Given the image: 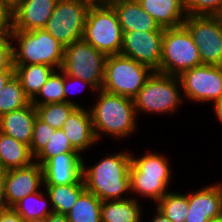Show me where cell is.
Listing matches in <instances>:
<instances>
[{"mask_svg": "<svg viewBox=\"0 0 222 222\" xmlns=\"http://www.w3.org/2000/svg\"><path fill=\"white\" fill-rule=\"evenodd\" d=\"M130 166V151L107 155L91 167H86L82 159L85 188L101 201L128 199L122 195L131 192Z\"/></svg>", "mask_w": 222, "mask_h": 222, "instance_id": "6da1fadb", "label": "cell"}, {"mask_svg": "<svg viewBox=\"0 0 222 222\" xmlns=\"http://www.w3.org/2000/svg\"><path fill=\"white\" fill-rule=\"evenodd\" d=\"M97 93L98 102L89 108L97 142L103 134L111 135L115 139L131 135L137 126L133 99L102 89Z\"/></svg>", "mask_w": 222, "mask_h": 222, "instance_id": "7a4b0ae2", "label": "cell"}, {"mask_svg": "<svg viewBox=\"0 0 222 222\" xmlns=\"http://www.w3.org/2000/svg\"><path fill=\"white\" fill-rule=\"evenodd\" d=\"M10 38L17 41L13 45V65L46 64L61 69L64 46L44 28L12 31Z\"/></svg>", "mask_w": 222, "mask_h": 222, "instance_id": "3957f363", "label": "cell"}, {"mask_svg": "<svg viewBox=\"0 0 222 222\" xmlns=\"http://www.w3.org/2000/svg\"><path fill=\"white\" fill-rule=\"evenodd\" d=\"M170 163L163 154L147 152L139 158L131 154V191L157 203L169 190L171 181Z\"/></svg>", "mask_w": 222, "mask_h": 222, "instance_id": "277c9868", "label": "cell"}, {"mask_svg": "<svg viewBox=\"0 0 222 222\" xmlns=\"http://www.w3.org/2000/svg\"><path fill=\"white\" fill-rule=\"evenodd\" d=\"M123 32L111 4L91 5L84 26L83 40L106 56L120 54Z\"/></svg>", "mask_w": 222, "mask_h": 222, "instance_id": "5b68a950", "label": "cell"}, {"mask_svg": "<svg viewBox=\"0 0 222 222\" xmlns=\"http://www.w3.org/2000/svg\"><path fill=\"white\" fill-rule=\"evenodd\" d=\"M181 82L178 76L153 72L144 87L133 98L136 113H173L181 104Z\"/></svg>", "mask_w": 222, "mask_h": 222, "instance_id": "8992f818", "label": "cell"}, {"mask_svg": "<svg viewBox=\"0 0 222 222\" xmlns=\"http://www.w3.org/2000/svg\"><path fill=\"white\" fill-rule=\"evenodd\" d=\"M153 72L130 57L109 55L105 60L102 90L133 99Z\"/></svg>", "mask_w": 222, "mask_h": 222, "instance_id": "52a82bcc", "label": "cell"}, {"mask_svg": "<svg viewBox=\"0 0 222 222\" xmlns=\"http://www.w3.org/2000/svg\"><path fill=\"white\" fill-rule=\"evenodd\" d=\"M202 65L199 49L189 31L182 25L165 28L158 73L180 76L184 71Z\"/></svg>", "mask_w": 222, "mask_h": 222, "instance_id": "ba28073f", "label": "cell"}, {"mask_svg": "<svg viewBox=\"0 0 222 222\" xmlns=\"http://www.w3.org/2000/svg\"><path fill=\"white\" fill-rule=\"evenodd\" d=\"M106 57L104 53L81 39L64 47L61 70L64 74L88 81L101 90Z\"/></svg>", "mask_w": 222, "mask_h": 222, "instance_id": "9c48e42d", "label": "cell"}, {"mask_svg": "<svg viewBox=\"0 0 222 222\" xmlns=\"http://www.w3.org/2000/svg\"><path fill=\"white\" fill-rule=\"evenodd\" d=\"M90 7L83 0H58L44 29L64 47L81 40Z\"/></svg>", "mask_w": 222, "mask_h": 222, "instance_id": "30bf717a", "label": "cell"}, {"mask_svg": "<svg viewBox=\"0 0 222 222\" xmlns=\"http://www.w3.org/2000/svg\"><path fill=\"white\" fill-rule=\"evenodd\" d=\"M183 26L198 47L202 64L222 66V16L187 15Z\"/></svg>", "mask_w": 222, "mask_h": 222, "instance_id": "8fae6325", "label": "cell"}, {"mask_svg": "<svg viewBox=\"0 0 222 222\" xmlns=\"http://www.w3.org/2000/svg\"><path fill=\"white\" fill-rule=\"evenodd\" d=\"M182 92L192 102H214L222 97V66L202 64L178 76Z\"/></svg>", "mask_w": 222, "mask_h": 222, "instance_id": "7c38bea8", "label": "cell"}, {"mask_svg": "<svg viewBox=\"0 0 222 222\" xmlns=\"http://www.w3.org/2000/svg\"><path fill=\"white\" fill-rule=\"evenodd\" d=\"M164 31L123 32L120 54L158 72L162 56Z\"/></svg>", "mask_w": 222, "mask_h": 222, "instance_id": "4fadbf2b", "label": "cell"}, {"mask_svg": "<svg viewBox=\"0 0 222 222\" xmlns=\"http://www.w3.org/2000/svg\"><path fill=\"white\" fill-rule=\"evenodd\" d=\"M44 186L42 166L33 162L23 168L4 171V190L8 207H13L27 195L38 192Z\"/></svg>", "mask_w": 222, "mask_h": 222, "instance_id": "5bb4252c", "label": "cell"}, {"mask_svg": "<svg viewBox=\"0 0 222 222\" xmlns=\"http://www.w3.org/2000/svg\"><path fill=\"white\" fill-rule=\"evenodd\" d=\"M82 157L67 152L50 158L42 165L44 185H67L82 178Z\"/></svg>", "mask_w": 222, "mask_h": 222, "instance_id": "9a60e30c", "label": "cell"}, {"mask_svg": "<svg viewBox=\"0 0 222 222\" xmlns=\"http://www.w3.org/2000/svg\"><path fill=\"white\" fill-rule=\"evenodd\" d=\"M58 0H21L13 8V30L43 29Z\"/></svg>", "mask_w": 222, "mask_h": 222, "instance_id": "2e32d148", "label": "cell"}, {"mask_svg": "<svg viewBox=\"0 0 222 222\" xmlns=\"http://www.w3.org/2000/svg\"><path fill=\"white\" fill-rule=\"evenodd\" d=\"M222 215V193L219 183L189 193V210L185 222H208Z\"/></svg>", "mask_w": 222, "mask_h": 222, "instance_id": "e0dca14e", "label": "cell"}, {"mask_svg": "<svg viewBox=\"0 0 222 222\" xmlns=\"http://www.w3.org/2000/svg\"><path fill=\"white\" fill-rule=\"evenodd\" d=\"M110 4L117 13L122 32L164 31L137 0H114Z\"/></svg>", "mask_w": 222, "mask_h": 222, "instance_id": "ac0fdd59", "label": "cell"}, {"mask_svg": "<svg viewBox=\"0 0 222 222\" xmlns=\"http://www.w3.org/2000/svg\"><path fill=\"white\" fill-rule=\"evenodd\" d=\"M62 130L79 153L97 143L89 109L77 107L65 121Z\"/></svg>", "mask_w": 222, "mask_h": 222, "instance_id": "d6986e66", "label": "cell"}, {"mask_svg": "<svg viewBox=\"0 0 222 222\" xmlns=\"http://www.w3.org/2000/svg\"><path fill=\"white\" fill-rule=\"evenodd\" d=\"M37 118L35 106L30 105L0 116V132L30 146Z\"/></svg>", "mask_w": 222, "mask_h": 222, "instance_id": "ffe728a7", "label": "cell"}, {"mask_svg": "<svg viewBox=\"0 0 222 222\" xmlns=\"http://www.w3.org/2000/svg\"><path fill=\"white\" fill-rule=\"evenodd\" d=\"M145 12L152 16L161 28L183 25L186 13L182 0H137Z\"/></svg>", "mask_w": 222, "mask_h": 222, "instance_id": "44dd1931", "label": "cell"}, {"mask_svg": "<svg viewBox=\"0 0 222 222\" xmlns=\"http://www.w3.org/2000/svg\"><path fill=\"white\" fill-rule=\"evenodd\" d=\"M35 162L30 146L0 132V165L3 171L23 168Z\"/></svg>", "mask_w": 222, "mask_h": 222, "instance_id": "7402d4cb", "label": "cell"}, {"mask_svg": "<svg viewBox=\"0 0 222 222\" xmlns=\"http://www.w3.org/2000/svg\"><path fill=\"white\" fill-rule=\"evenodd\" d=\"M53 213L66 215L86 190L84 180L67 185H44Z\"/></svg>", "mask_w": 222, "mask_h": 222, "instance_id": "603a6c76", "label": "cell"}, {"mask_svg": "<svg viewBox=\"0 0 222 222\" xmlns=\"http://www.w3.org/2000/svg\"><path fill=\"white\" fill-rule=\"evenodd\" d=\"M138 199L102 201V222H142V212Z\"/></svg>", "mask_w": 222, "mask_h": 222, "instance_id": "cb8c5ba5", "label": "cell"}, {"mask_svg": "<svg viewBox=\"0 0 222 222\" xmlns=\"http://www.w3.org/2000/svg\"><path fill=\"white\" fill-rule=\"evenodd\" d=\"M14 70L25 94L32 100L56 69L46 64H27L14 65Z\"/></svg>", "mask_w": 222, "mask_h": 222, "instance_id": "d4e9b609", "label": "cell"}, {"mask_svg": "<svg viewBox=\"0 0 222 222\" xmlns=\"http://www.w3.org/2000/svg\"><path fill=\"white\" fill-rule=\"evenodd\" d=\"M102 201L87 189L66 214L69 222H102Z\"/></svg>", "mask_w": 222, "mask_h": 222, "instance_id": "484cf974", "label": "cell"}, {"mask_svg": "<svg viewBox=\"0 0 222 222\" xmlns=\"http://www.w3.org/2000/svg\"><path fill=\"white\" fill-rule=\"evenodd\" d=\"M31 104L20 80L14 75L0 91V116Z\"/></svg>", "mask_w": 222, "mask_h": 222, "instance_id": "4316f807", "label": "cell"}, {"mask_svg": "<svg viewBox=\"0 0 222 222\" xmlns=\"http://www.w3.org/2000/svg\"><path fill=\"white\" fill-rule=\"evenodd\" d=\"M156 205L172 222H185L189 210V193L186 195L169 191Z\"/></svg>", "mask_w": 222, "mask_h": 222, "instance_id": "83f0119b", "label": "cell"}, {"mask_svg": "<svg viewBox=\"0 0 222 222\" xmlns=\"http://www.w3.org/2000/svg\"><path fill=\"white\" fill-rule=\"evenodd\" d=\"M38 97H40V99H38ZM41 97L43 100H41ZM62 102H65L64 72L61 69H58V71L56 69L41 87L38 94L31 100V103L37 107L50 103Z\"/></svg>", "mask_w": 222, "mask_h": 222, "instance_id": "f1b7e54d", "label": "cell"}, {"mask_svg": "<svg viewBox=\"0 0 222 222\" xmlns=\"http://www.w3.org/2000/svg\"><path fill=\"white\" fill-rule=\"evenodd\" d=\"M44 193L38 191L27 195L16 203L12 208L26 221L35 218H46L53 213V208H49Z\"/></svg>", "mask_w": 222, "mask_h": 222, "instance_id": "f546056e", "label": "cell"}, {"mask_svg": "<svg viewBox=\"0 0 222 222\" xmlns=\"http://www.w3.org/2000/svg\"><path fill=\"white\" fill-rule=\"evenodd\" d=\"M76 108V105L66 102L35 107L37 117L55 129H62L65 121Z\"/></svg>", "mask_w": 222, "mask_h": 222, "instance_id": "4dcf8cb0", "label": "cell"}, {"mask_svg": "<svg viewBox=\"0 0 222 222\" xmlns=\"http://www.w3.org/2000/svg\"><path fill=\"white\" fill-rule=\"evenodd\" d=\"M67 152H78L70 143L62 129H56L46 147L35 157V162L42 166L50 158Z\"/></svg>", "mask_w": 222, "mask_h": 222, "instance_id": "1f68e13d", "label": "cell"}, {"mask_svg": "<svg viewBox=\"0 0 222 222\" xmlns=\"http://www.w3.org/2000/svg\"><path fill=\"white\" fill-rule=\"evenodd\" d=\"M186 15L222 16V0H182Z\"/></svg>", "mask_w": 222, "mask_h": 222, "instance_id": "d6a6232c", "label": "cell"}, {"mask_svg": "<svg viewBox=\"0 0 222 222\" xmlns=\"http://www.w3.org/2000/svg\"><path fill=\"white\" fill-rule=\"evenodd\" d=\"M55 130V128L41 121L38 117L36 118L30 144V151L34 158L46 147L51 134H53Z\"/></svg>", "mask_w": 222, "mask_h": 222, "instance_id": "836d02e7", "label": "cell"}, {"mask_svg": "<svg viewBox=\"0 0 222 222\" xmlns=\"http://www.w3.org/2000/svg\"><path fill=\"white\" fill-rule=\"evenodd\" d=\"M10 37H0V71H15L13 44Z\"/></svg>", "mask_w": 222, "mask_h": 222, "instance_id": "e575fe53", "label": "cell"}, {"mask_svg": "<svg viewBox=\"0 0 222 222\" xmlns=\"http://www.w3.org/2000/svg\"><path fill=\"white\" fill-rule=\"evenodd\" d=\"M13 30V8L0 0V37H10Z\"/></svg>", "mask_w": 222, "mask_h": 222, "instance_id": "d590c367", "label": "cell"}, {"mask_svg": "<svg viewBox=\"0 0 222 222\" xmlns=\"http://www.w3.org/2000/svg\"><path fill=\"white\" fill-rule=\"evenodd\" d=\"M70 81H72V83H74L75 81H76V83L78 82V83H82V85L84 86V87H89L92 91H94V92H96V91H98V89L93 85V84H91L90 82H88V81H84V80H81V79H79V78H75V77H72V76H70V75H67V74H64V95H65V102L66 103H70V104H74V105H76L77 107H83V106H81V105H79V104H77L76 102H73L71 99H69L68 97H69V94L73 91L72 89V87H71V89L69 88V84L71 83ZM74 81V82H73ZM69 83V84H68ZM72 86V85H71ZM75 90V89H74Z\"/></svg>", "mask_w": 222, "mask_h": 222, "instance_id": "8d00e7d4", "label": "cell"}, {"mask_svg": "<svg viewBox=\"0 0 222 222\" xmlns=\"http://www.w3.org/2000/svg\"><path fill=\"white\" fill-rule=\"evenodd\" d=\"M0 222H25V220L12 208L0 211Z\"/></svg>", "mask_w": 222, "mask_h": 222, "instance_id": "74e56055", "label": "cell"}, {"mask_svg": "<svg viewBox=\"0 0 222 222\" xmlns=\"http://www.w3.org/2000/svg\"><path fill=\"white\" fill-rule=\"evenodd\" d=\"M8 208L4 190V171L0 173V211Z\"/></svg>", "mask_w": 222, "mask_h": 222, "instance_id": "f35d334b", "label": "cell"}, {"mask_svg": "<svg viewBox=\"0 0 222 222\" xmlns=\"http://www.w3.org/2000/svg\"><path fill=\"white\" fill-rule=\"evenodd\" d=\"M14 75L15 71H0V91Z\"/></svg>", "mask_w": 222, "mask_h": 222, "instance_id": "ab89813d", "label": "cell"}, {"mask_svg": "<svg viewBox=\"0 0 222 222\" xmlns=\"http://www.w3.org/2000/svg\"><path fill=\"white\" fill-rule=\"evenodd\" d=\"M47 222H69L66 215L51 213L47 216Z\"/></svg>", "mask_w": 222, "mask_h": 222, "instance_id": "60d3db41", "label": "cell"}, {"mask_svg": "<svg viewBox=\"0 0 222 222\" xmlns=\"http://www.w3.org/2000/svg\"><path fill=\"white\" fill-rule=\"evenodd\" d=\"M155 210L157 212H156V215H154V218L151 220V222H172L162 212H160L157 208Z\"/></svg>", "mask_w": 222, "mask_h": 222, "instance_id": "b9f144b4", "label": "cell"}, {"mask_svg": "<svg viewBox=\"0 0 222 222\" xmlns=\"http://www.w3.org/2000/svg\"><path fill=\"white\" fill-rule=\"evenodd\" d=\"M214 106V110H215V114H216V118H218L220 120V122L222 123V97L221 99L215 104Z\"/></svg>", "mask_w": 222, "mask_h": 222, "instance_id": "7bdbcfd3", "label": "cell"}, {"mask_svg": "<svg viewBox=\"0 0 222 222\" xmlns=\"http://www.w3.org/2000/svg\"><path fill=\"white\" fill-rule=\"evenodd\" d=\"M91 5L110 4L114 0H83Z\"/></svg>", "mask_w": 222, "mask_h": 222, "instance_id": "ee69618b", "label": "cell"}, {"mask_svg": "<svg viewBox=\"0 0 222 222\" xmlns=\"http://www.w3.org/2000/svg\"><path fill=\"white\" fill-rule=\"evenodd\" d=\"M9 4L12 8H14L21 0H1Z\"/></svg>", "mask_w": 222, "mask_h": 222, "instance_id": "f6af8a7d", "label": "cell"}, {"mask_svg": "<svg viewBox=\"0 0 222 222\" xmlns=\"http://www.w3.org/2000/svg\"><path fill=\"white\" fill-rule=\"evenodd\" d=\"M25 222H47V217L46 218L29 219V220H26Z\"/></svg>", "mask_w": 222, "mask_h": 222, "instance_id": "bcb514c9", "label": "cell"}, {"mask_svg": "<svg viewBox=\"0 0 222 222\" xmlns=\"http://www.w3.org/2000/svg\"><path fill=\"white\" fill-rule=\"evenodd\" d=\"M208 222H222V215L216 218H211Z\"/></svg>", "mask_w": 222, "mask_h": 222, "instance_id": "7dc6e473", "label": "cell"}, {"mask_svg": "<svg viewBox=\"0 0 222 222\" xmlns=\"http://www.w3.org/2000/svg\"><path fill=\"white\" fill-rule=\"evenodd\" d=\"M219 187H220V190H221V193H222V183L219 184Z\"/></svg>", "mask_w": 222, "mask_h": 222, "instance_id": "c3c4849f", "label": "cell"}]
</instances>
